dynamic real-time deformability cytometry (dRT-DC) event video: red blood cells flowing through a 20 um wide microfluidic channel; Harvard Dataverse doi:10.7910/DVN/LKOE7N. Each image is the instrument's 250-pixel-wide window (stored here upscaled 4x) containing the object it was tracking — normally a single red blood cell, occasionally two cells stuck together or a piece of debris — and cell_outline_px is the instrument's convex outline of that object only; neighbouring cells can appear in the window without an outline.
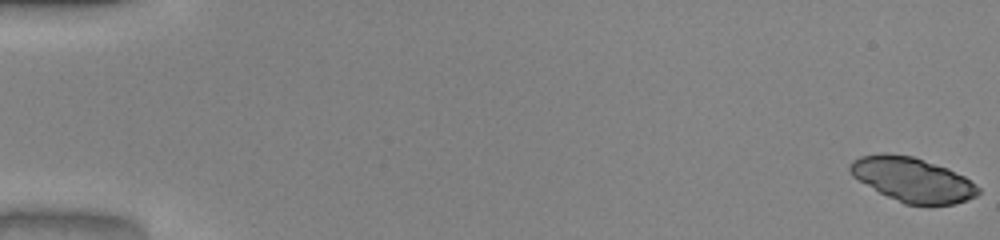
{"species": "common noctule bat (a hibernating species)", "species_latin": "Nyctalus noctula", "temperature_condition": "warm", "stored_images_in_passage": 19, "camera_frame_rate_fps": 3000, "um_per_image_px": 0.085, "animal": {"sex": "male", "body_mass_g": 20.0, "forearm_length_mm": 53.3}, "frame": {"image": 1, "passage_image": 1, "time_ms": 0.0, "image_size_px": [1000, 240], "cell_outline_px": [[980, 192], [976, 196], [952, 204], [904, 204], [880, 192], [852, 176], [848, 168], [852, 160], [860, 156], [884, 152], [912, 156], [948, 168], [964, 176], [980, 188]], "centroid_in_image_um": [77.54, 15.24], "position_along_channel_um": 7.5, "area_um2": 32.77}}